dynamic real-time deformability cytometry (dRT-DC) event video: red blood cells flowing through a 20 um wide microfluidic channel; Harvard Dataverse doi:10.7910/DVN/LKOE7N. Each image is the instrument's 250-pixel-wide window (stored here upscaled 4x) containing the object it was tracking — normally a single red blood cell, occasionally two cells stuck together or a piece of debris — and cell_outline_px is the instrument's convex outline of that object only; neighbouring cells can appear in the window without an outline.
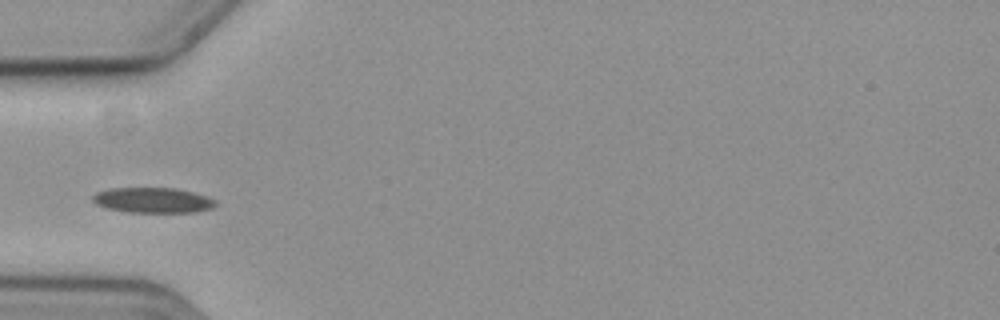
{"species": "common noctule bat (a hibernating species)", "species_latin": "Nyctalus noctula", "temperature_condition": "cold", "stored_images_in_passage": 38, "camera_frame_rate_fps": 3000, "um_per_image_px": 0.085, "animal": {"sex": "female", "body_mass_g": 19.3, "forearm_length_mm": 54.1}, "frame": {"image": 1, "passage_image": 1, "time_ms": 0.0, "image_size_px": [1000, 320], "cell_outline_px": [[220, 204], [212, 208], [196, 212], [124, 212], [108, 208], [96, 204], [92, 200], [92, 196], [96, 192], [112, 188], [176, 188], [208, 196], [216, 200]], "centroid_in_image_um": [13.03, 17.02], "position_along_channel_um": 72.0, "area_um2": 18.26}}
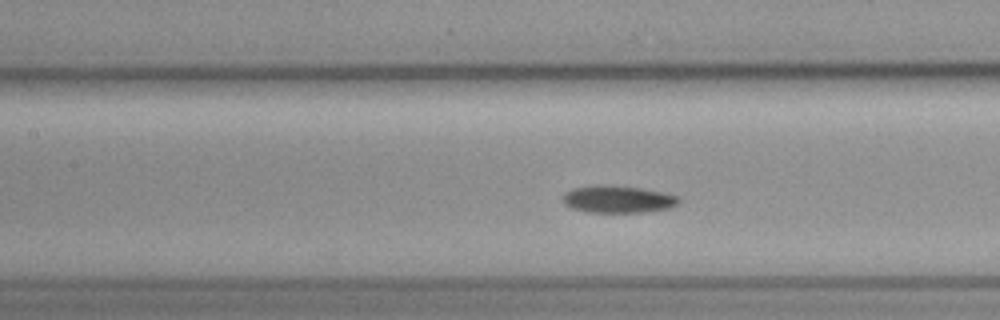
{"frame": {"image": 2, "passage_image": 8, "time_ms": 2.333, "image_size_px": [1000, 320], "cell_outline_px": [[680, 200], [676, 204], [668, 208], [644, 212], [584, 212], [572, 208], [564, 204], [564, 196], [572, 188], [596, 184], [612, 184], [640, 188], [664, 192], [680, 196]], "centroid_in_image_um": [52.53, 16.92], "position_along_channel_um": 154.9, "area_um2": 18.55}}
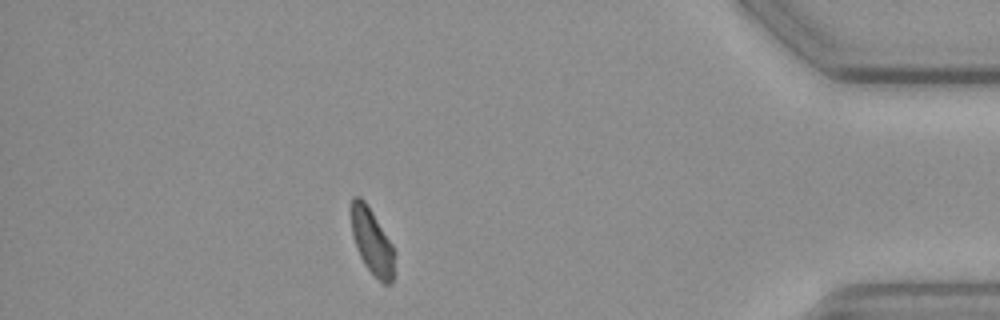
{"frame": {"image": 3, "passage_image": 33, "time_ms": 10.667, "image_size_px": [1000, 320], "cell_outline_px": [[396, 252], [392, 284], [384, 284], [364, 264], [356, 248], [352, 236], [352, 196], [360, 196], [364, 200], [372, 212], [392, 244]], "centroid_in_image_um": [31.64, 20.55], "position_along_channel_um": 403.6, "area_um2": 16.47}}